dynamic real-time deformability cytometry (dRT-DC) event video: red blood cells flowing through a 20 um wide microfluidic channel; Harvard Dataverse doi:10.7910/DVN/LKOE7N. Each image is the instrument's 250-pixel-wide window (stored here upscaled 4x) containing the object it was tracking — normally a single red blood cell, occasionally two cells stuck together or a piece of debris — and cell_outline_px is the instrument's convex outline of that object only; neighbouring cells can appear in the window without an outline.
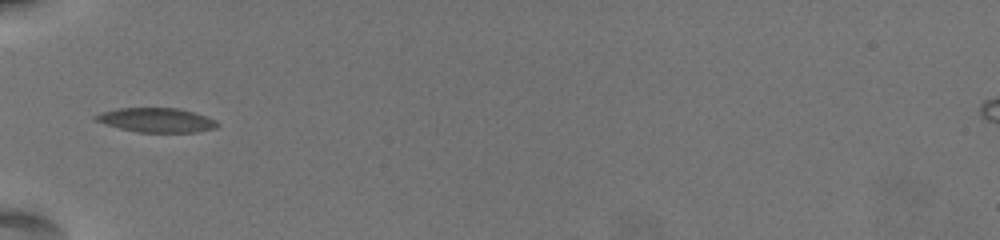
{"species": "common noctule bat (a hibernating species)", "species_latin": "Nyctalus noctula", "temperature_condition": "warm", "stored_images_in_passage": 19, "camera_frame_rate_fps": 3000, "um_per_image_px": 0.085, "animal": {"sex": "female", "body_mass_g": 19.5, "forearm_length_mm": 54.1}, "frame": {"image": 1, "passage_image": 1, "time_ms": 0.0, "image_size_px": [1000, 240], "cell_outline_px": [[220, 124], [216, 128], [196, 132], [140, 132], [120, 128], [104, 124], [92, 120], [92, 116], [100, 112], [116, 108], [176, 108], [192, 112], [216, 120]], "centroid_in_image_um": [13.24, 10.2], "position_along_channel_um": 71.8, "area_um2": 17.28}}
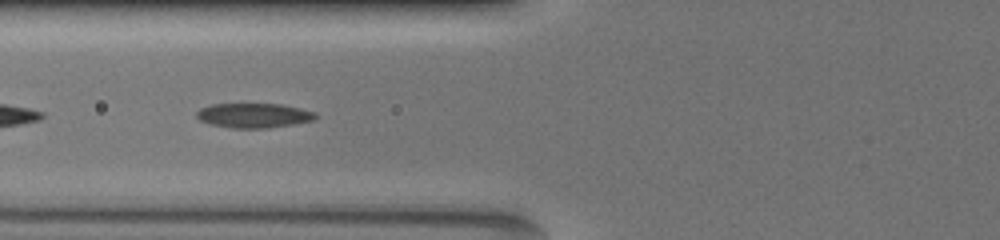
{"frame": {"image": 2, "passage_image": 4, "time_ms": 1.0, "image_size_px": [1000, 240], "cell_outline_px": [[316, 116], [312, 120], [292, 124], [268, 128], [232, 128], [208, 124], [200, 120], [196, 116], [196, 112], [200, 108], [212, 104], [280, 104], [300, 108], [316, 112]], "centroid_in_image_um": [21.53, 9.81], "position_along_channel_um": 104.3, "area_um2": 16.99}}
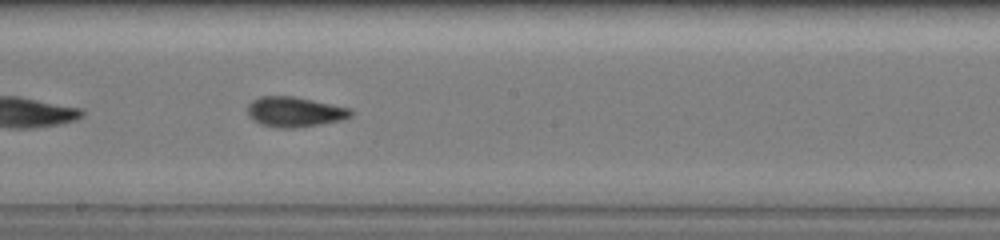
{"frame": {"image": 3, "passage_image": 14, "time_ms": 4.333, "image_size_px": [1000, 240], "cell_outline_px": [[352, 116], [340, 120], [320, 124], [296, 128], [280, 128], [260, 124], [252, 120], [248, 116], [248, 104], [252, 100], [260, 96], [292, 96], [352, 108]], "centroid_in_image_um": [25.03, 9.51], "position_along_channel_um": 223.2, "area_um2": 18.15}}